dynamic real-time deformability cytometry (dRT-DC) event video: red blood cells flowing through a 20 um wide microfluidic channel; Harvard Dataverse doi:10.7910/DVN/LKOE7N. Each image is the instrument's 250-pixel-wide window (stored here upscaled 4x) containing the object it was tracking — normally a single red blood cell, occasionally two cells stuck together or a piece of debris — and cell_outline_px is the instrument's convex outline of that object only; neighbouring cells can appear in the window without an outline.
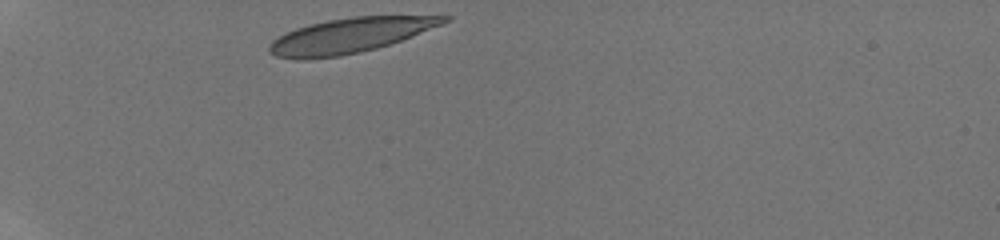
{"species": "human", "species_latin": "Homo sapiens", "temperature_condition": "room temperature", "stored_images_in_passage": 17, "camera_frame_rate_fps": 3000, "um_per_image_px": 0.085, "donor": {"sex": "male"}, "frame": {"image": 1, "passage_image": 1, "time_ms": 0.0, "image_size_px": [1000, 240], "cell_outline_px": [[452, 20], [400, 40], [376, 48], [360, 52], [340, 56], [304, 60], [300, 60], [276, 56], [268, 52], [268, 44], [272, 40], [296, 28], [308, 24], [328, 20], [352, 16], [452, 16]], "centroid_in_image_um": [29.68, 3.02], "position_along_channel_um": 55.3, "area_um2": 35.26}}
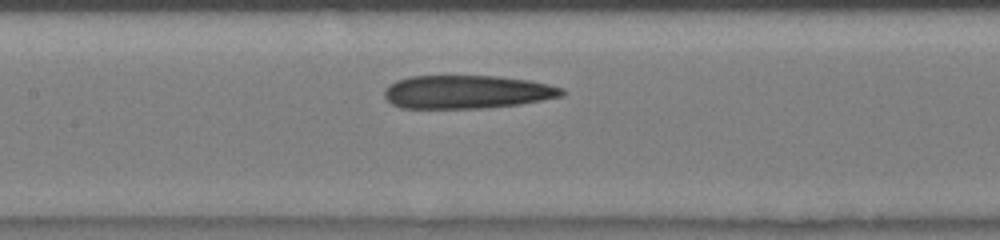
{"frame": {"image": 2, "passage_image": 9, "time_ms": 3.667, "image_size_px": [1000, 240], "cell_outline_px": [[568, 92], [564, 96], [520, 104], [480, 108], [400, 108], [392, 104], [384, 96], [384, 88], [388, 84], [396, 80], [408, 76], [496, 76], [528, 80], [548, 84], [564, 88]], "centroid_in_image_um": [39.69, 7.81], "position_along_channel_um": 167.7, "area_um2": 34.74}}
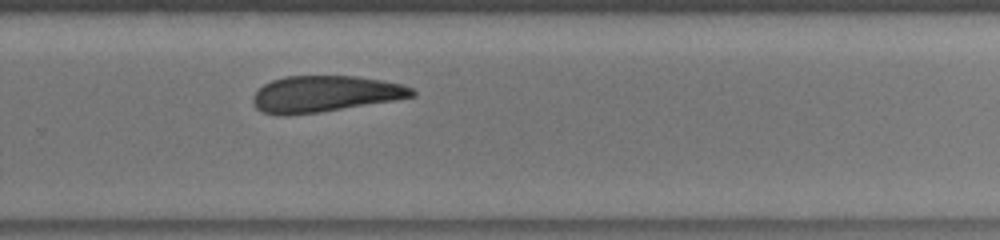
{"frame": {"image": 3, "passage_image": 17, "time_ms": 7.0, "image_size_px": [1000, 240], "cell_outline_px": [[416, 96], [320, 112], [288, 116], [276, 116], [264, 112], [256, 108], [252, 100], [252, 96], [264, 84], [272, 80], [284, 76], [356, 76], [380, 80], [400, 84], [412, 88], [416, 92]], "centroid_in_image_um": [27.56, 7.99], "position_along_channel_um": 302.2, "area_um2": 33.52}}